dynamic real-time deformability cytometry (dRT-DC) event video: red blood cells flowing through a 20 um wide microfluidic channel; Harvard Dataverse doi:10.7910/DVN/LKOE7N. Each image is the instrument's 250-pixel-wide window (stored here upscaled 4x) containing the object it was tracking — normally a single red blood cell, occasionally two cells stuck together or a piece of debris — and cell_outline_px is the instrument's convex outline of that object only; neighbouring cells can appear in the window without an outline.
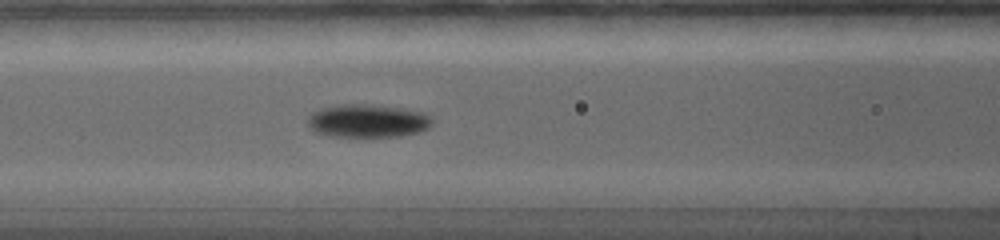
{"species": "common noctule bat (a hibernating species)", "species_latin": "Nyctalus noctula", "temperature_condition": "warm", "stored_images_in_passage": 8, "camera_frame_rate_fps": 5000, "um_per_image_px": 0.085, "animal": {"sex": "female", "body_mass_g": 19.0, "forearm_length_mm": 56.7}, "frame": {"image": 1, "passage_image": 8, "time_ms": 5.2, "image_size_px": [1000, 240], "cell_outline_px": [[432, 124], [428, 128], [416, 132], [400, 136], [328, 136], [316, 132], [308, 124], [308, 116], [312, 112], [324, 108], [340, 104], [368, 104], [400, 108], [424, 112], [432, 120]], "centroid_in_image_um": [31.24, 10.27], "position_along_channel_um": 135.4, "area_um2": 23.76}}